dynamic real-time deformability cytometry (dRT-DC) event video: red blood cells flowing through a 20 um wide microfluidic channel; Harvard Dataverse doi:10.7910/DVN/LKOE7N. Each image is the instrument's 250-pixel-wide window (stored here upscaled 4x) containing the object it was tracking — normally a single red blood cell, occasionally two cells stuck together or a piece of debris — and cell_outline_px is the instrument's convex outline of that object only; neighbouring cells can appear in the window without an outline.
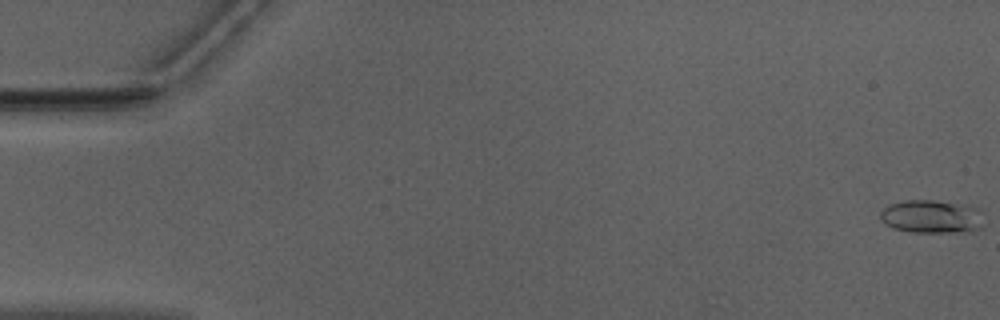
{"species": "Egyptian fruit bat (a non-hibernating species)", "species_latin": "Rousettus aegyptiacus", "temperature_condition": "warm", "stored_images_in_passage": 52, "camera_frame_rate_fps": 3000, "um_per_image_px": 0.085, "animal": {"sex": "male"}, "frame": {"image": 1, "passage_image": 1, "time_ms": 0.0, "image_size_px": [1000, 320], "cell_outline_px": [[980, 228], [968, 232], [912, 232], [892, 228], [884, 224], [880, 220], [880, 212], [888, 204], [904, 200], [932, 200], [968, 204], [980, 208]], "centroid_in_image_um": [79.15, 18.4], "position_along_channel_um": 5.9, "area_um2": 20.29}}
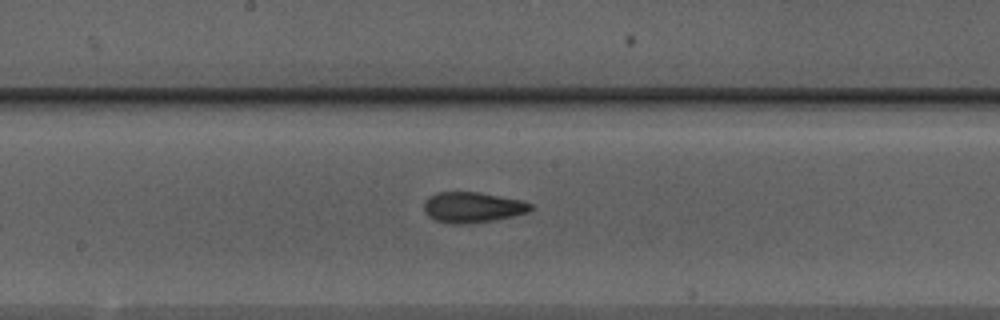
{"frame": {"image": 2, "passage_image": 28, "time_ms": 9.0, "image_size_px": [1000, 320], "cell_outline_px": [[532, 208], [528, 212], [512, 216], [492, 220], [468, 224], [456, 224], [436, 220], [428, 216], [424, 212], [424, 200], [428, 196], [436, 192], [480, 192], [520, 200], [532, 204]], "centroid_in_image_um": [40.12, 17.61], "position_along_channel_um": 208.1, "area_um2": 18.96}}
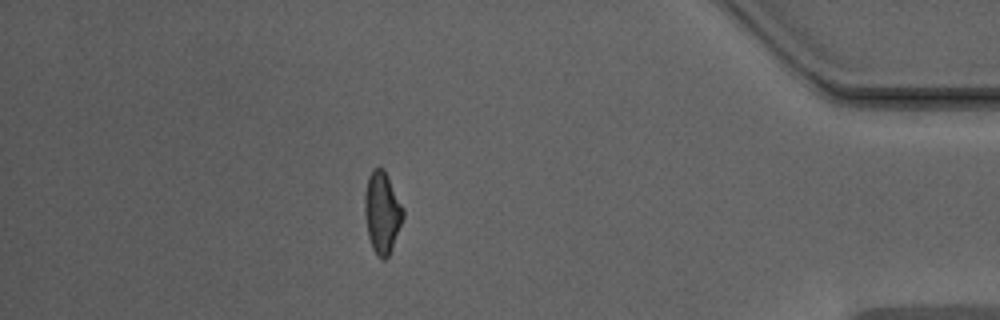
{"frame": {"image": 3, "passage_image": 46, "time_ms": 15.0, "image_size_px": [1000, 320], "cell_outline_px": [[404, 216], [392, 248], [388, 256], [384, 260], [380, 260], [376, 256], [372, 248], [368, 236], [364, 212], [364, 196], [368, 176], [372, 168], [384, 168], [404, 208]], "centroid_in_image_um": [32.47, 18.06], "position_along_channel_um": 402.7, "area_um2": 18.5}, "authors_computed_cell_mechanics": {"area_um2": 18.2937, "velocity_mm_per_s": 3.997, "shape_relaxation_time_tau1_ms": null, "shape_relaxation_time_tau2_ms": 2.0636, "deformation_change_tau1": null, "deformation_change_tau2": 0.1065}}